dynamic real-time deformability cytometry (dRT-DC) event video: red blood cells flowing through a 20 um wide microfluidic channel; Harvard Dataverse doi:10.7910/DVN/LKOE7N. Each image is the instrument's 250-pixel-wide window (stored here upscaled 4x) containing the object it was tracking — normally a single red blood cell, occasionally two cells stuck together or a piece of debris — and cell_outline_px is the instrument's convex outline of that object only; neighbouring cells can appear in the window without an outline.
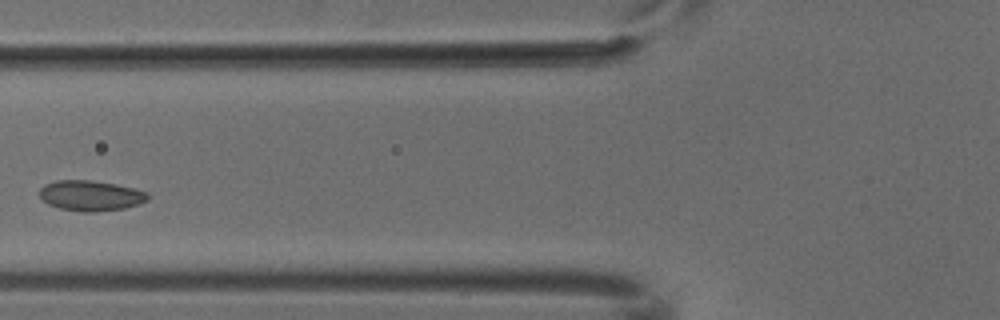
{"species": "common noctule bat (a hibernating species)", "species_latin": "Nyctalus noctula", "temperature_condition": "cold", "stored_images_in_passage": 5, "camera_frame_rate_fps": 3000, "um_per_image_px": 0.085, "animal": {"sex": "male", "body_mass_g": 18.8}, "frame": {"image": 1, "passage_image": 4, "time_ms": 1.0, "image_size_px": [1000, 320], "cell_outline_px": [[148, 200], [140, 204], [124, 208], [96, 212], [80, 212], [60, 208], [48, 204], [40, 200], [40, 188], [44, 184], [56, 180], [92, 180], [116, 184], [148, 192]], "centroid_in_image_um": [7.69, 16.63], "position_along_channel_um": 118.1, "area_um2": 19.36}}
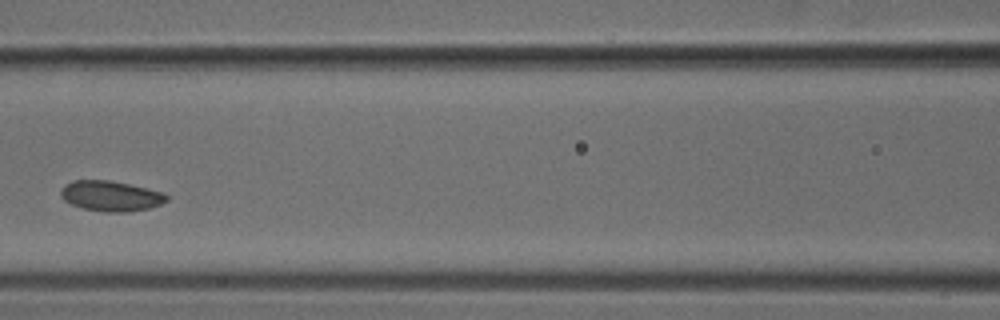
{"frame": {"image": 2, "passage_image": 5, "time_ms": 1.333, "image_size_px": [1000, 320], "cell_outline_px": [[168, 200], [160, 204], [148, 208], [128, 212], [104, 212], [84, 208], [72, 204], [64, 200], [60, 196], [60, 192], [64, 184], [72, 180], [108, 180], [128, 184], [164, 192], [168, 196]], "centroid_in_image_um": [9.4, 16.65], "position_along_channel_um": 157.2, "area_um2": 18.67}}